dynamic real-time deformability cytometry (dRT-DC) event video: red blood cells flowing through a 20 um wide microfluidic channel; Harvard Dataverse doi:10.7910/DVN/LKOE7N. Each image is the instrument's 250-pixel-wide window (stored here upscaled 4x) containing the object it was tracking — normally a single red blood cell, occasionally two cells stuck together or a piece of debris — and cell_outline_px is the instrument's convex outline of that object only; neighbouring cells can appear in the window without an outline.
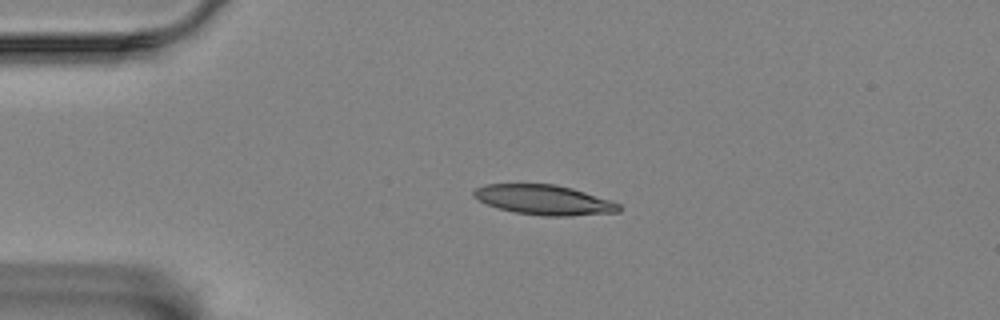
{"species": "Egyptian fruit bat (a non-hibernating species)", "species_latin": "Rousettus aegyptiacus", "temperature_condition": "room temperature", "stored_images_in_passage": 44, "camera_frame_rate_fps": 3000, "um_per_image_px": 0.085, "animal": {"sex": "female"}, "frame": {"image": 1, "passage_image": 1, "time_ms": 0.0, "image_size_px": [1000, 320], "cell_outline_px": [[620, 212], [568, 216], [540, 216], [516, 212], [496, 208], [472, 196], [472, 192], [476, 188], [484, 184], [556, 184], [572, 188], [612, 200], [620, 204]], "centroid_in_image_um": [46.25, 16.99], "position_along_channel_um": 38.7, "area_um2": 25.37}}
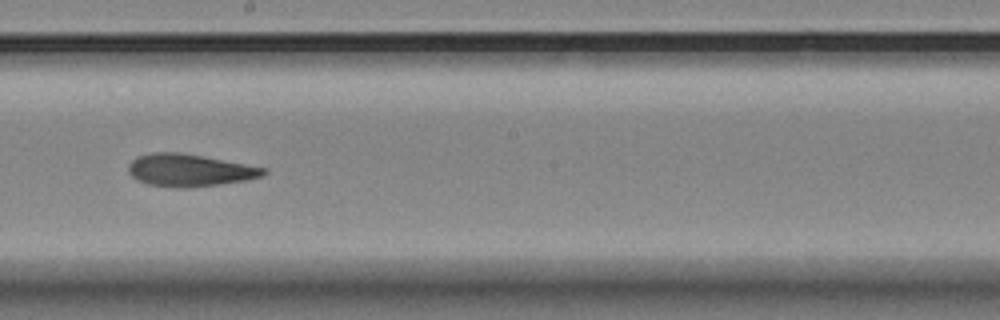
{"frame": {"image": 2, "passage_image": 20, "time_ms": 6.333, "image_size_px": [1000, 320], "cell_outline_px": [[268, 172], [264, 176], [244, 180], [220, 184], [188, 188], [176, 188], [148, 184], [136, 180], [128, 172], [128, 164], [136, 156], [152, 152], [180, 152], [268, 168]], "centroid_in_image_um": [16.09, 14.47], "position_along_channel_um": 232.1, "area_um2": 25.66}}
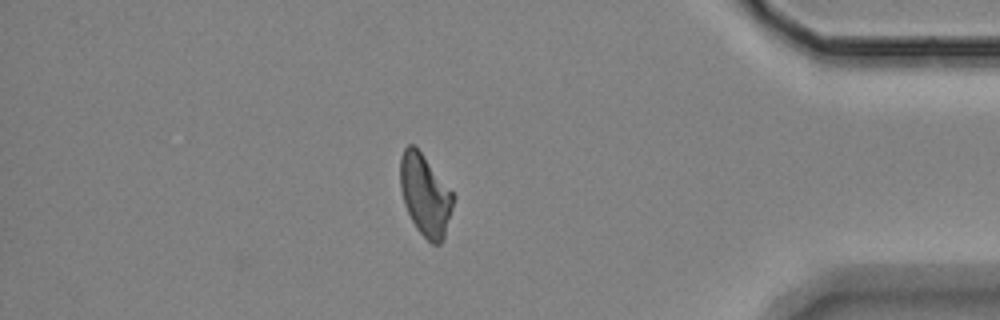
{"frame": {"image": 3, "passage_image": 37, "time_ms": 12.0, "image_size_px": [1000, 320], "cell_outline_px": [[456, 196], [444, 240], [440, 244], [432, 244], [416, 228], [404, 204], [400, 188], [400, 156], [404, 148], [408, 144], [412, 144], [420, 152]], "centroid_in_image_um": [36.15, 16.61], "position_along_channel_um": 399.1, "area_um2": 25.09}, "authors_computed_cell_mechanics": {"area_um2": 25.4031, "velocity_mm_per_s": 3.5284, "shape_relaxation_time_tau1_ms": 5.1253, "shape_relaxation_time_tau2_ms": 6.4319, "deformation_change_tau1": 0.1546, "deformation_change_tau2": 0.1271}}